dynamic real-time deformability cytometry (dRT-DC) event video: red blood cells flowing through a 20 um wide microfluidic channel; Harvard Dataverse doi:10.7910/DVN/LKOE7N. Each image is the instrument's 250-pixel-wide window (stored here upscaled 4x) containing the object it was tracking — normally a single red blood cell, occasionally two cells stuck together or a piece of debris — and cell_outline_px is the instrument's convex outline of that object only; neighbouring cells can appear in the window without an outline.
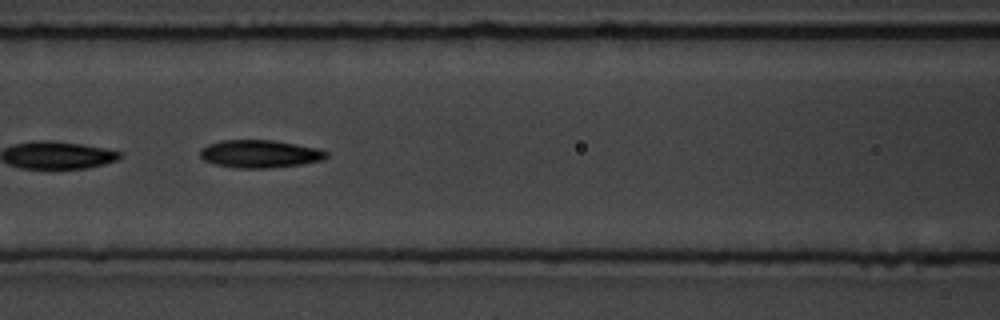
{"species": "common noctule bat (a hibernating species)", "species_latin": "Nyctalus noctula", "temperature_condition": "room temperature", "stored_images_in_passage": 7, "camera_frame_rate_fps": 3000, "um_per_image_px": 0.085, "animal": {"sex": "male", "body_mass_g": 19.5, "forearm_length_mm": 54.6}, "frame": {"image": 1, "passage_image": 6, "time_ms": 6.0, "image_size_px": [1000, 320], "cell_outline_px": [[328, 156], [324, 160], [304, 164], [272, 168], [236, 168], [212, 164], [204, 160], [200, 156], [200, 148], [208, 144], [220, 140], [272, 140], [320, 148], [328, 152]], "centroid_in_image_um": [22.1, 13.08], "position_along_channel_um": 144.5, "area_um2": 20.81}}